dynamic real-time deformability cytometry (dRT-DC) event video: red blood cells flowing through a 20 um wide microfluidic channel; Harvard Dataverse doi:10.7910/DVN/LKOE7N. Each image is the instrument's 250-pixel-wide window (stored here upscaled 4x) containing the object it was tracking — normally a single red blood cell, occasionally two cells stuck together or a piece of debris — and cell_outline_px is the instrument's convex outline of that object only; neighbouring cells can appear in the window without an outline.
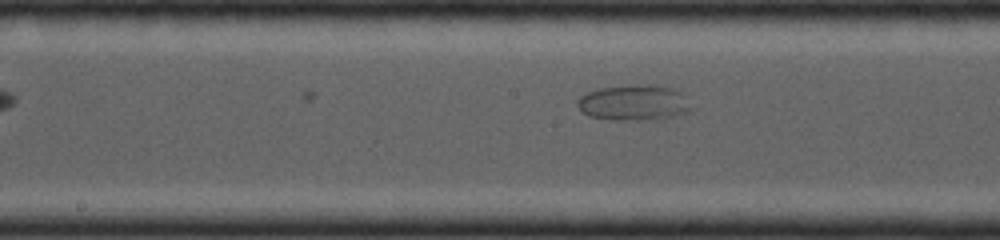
{"species": "common noctule bat (a hibernating species)", "species_latin": "Nyctalus noctula", "temperature_condition": "cold", "stored_images_in_passage": 9, "camera_frame_rate_fps": 4000, "um_per_image_px": 0.085, "animal": {"sex": "female", "body_mass_g": 19.0, "forearm_length_mm": 53.3}, "frame": {"image": 1, "passage_image": 9, "time_ms": 2.75, "image_size_px": [1000, 240], "cell_outline_px": [[696, 108], [688, 112], [664, 120], [612, 120], [588, 116], [580, 112], [576, 104], [576, 100], [580, 96], [588, 92], [600, 88], [648, 84], [656, 84], [672, 88], [688, 96]], "centroid_in_image_um": [53.96, 8.75], "position_along_channel_um": 194.2, "area_um2": 24.51}}